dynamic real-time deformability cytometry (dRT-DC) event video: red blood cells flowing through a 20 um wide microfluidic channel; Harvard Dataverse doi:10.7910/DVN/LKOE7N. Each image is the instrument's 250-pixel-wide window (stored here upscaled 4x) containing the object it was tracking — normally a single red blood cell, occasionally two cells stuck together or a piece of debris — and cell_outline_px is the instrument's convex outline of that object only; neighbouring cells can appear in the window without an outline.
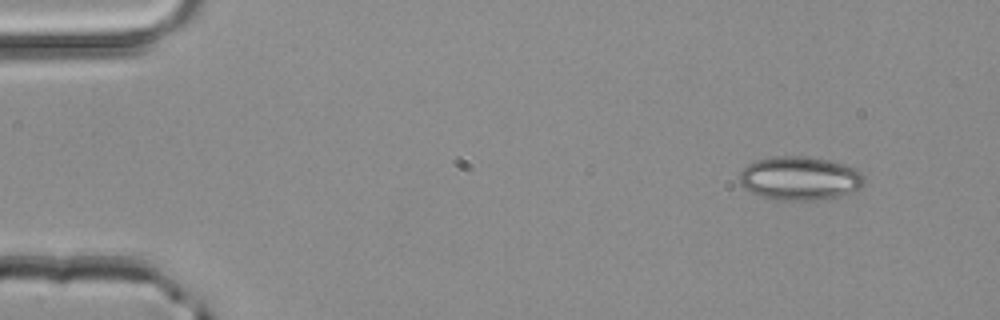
{"species": "common noctule bat (a hibernating species)", "species_latin": "Nyctalus noctula", "temperature_condition": "room temperature", "stored_images_in_passage": 4, "camera_frame_rate_fps": 3000, "um_per_image_px": 0.085, "animal": {"sex": "male", "body_mass_g": 20.4}, "frame": {"image": 1, "passage_image": 1, "time_ms": 0.0, "image_size_px": [1000, 320], "cell_outline_px": [[864, 184], [860, 188], [852, 192], [840, 196], [816, 200], [776, 200], [760, 196], [744, 188], [740, 184], [740, 172], [748, 164], [756, 160], [776, 156], [804, 156], [828, 160], [844, 164], [856, 168], [864, 176]], "centroid_in_image_um": [67.99, 15.16], "position_along_channel_um": 17.0, "area_um2": 31.85}}